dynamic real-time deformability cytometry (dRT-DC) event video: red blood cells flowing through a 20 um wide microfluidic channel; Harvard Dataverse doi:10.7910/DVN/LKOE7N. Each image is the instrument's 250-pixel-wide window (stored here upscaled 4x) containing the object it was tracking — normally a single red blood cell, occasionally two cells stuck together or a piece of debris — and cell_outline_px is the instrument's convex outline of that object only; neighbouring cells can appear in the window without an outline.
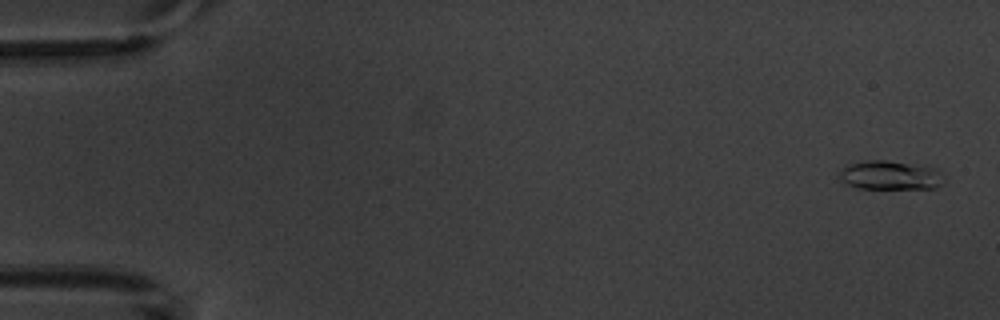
{"species": "common noctule bat (a hibernating species)", "species_latin": "Nyctalus noctula", "temperature_condition": "warm", "stored_images_in_passage": 6, "camera_frame_rate_fps": 3000, "um_per_image_px": 0.085, "animal": {"sex": "male", "body_mass_g": 20.1, "forearm_length_mm": 53.5}, "frame": {"image": 1, "passage_image": 1, "time_ms": 0.0, "image_size_px": [1000, 320], "cell_outline_px": [[944, 184], [932, 188], [856, 188], [840, 180], [840, 172], [848, 164], [864, 160], [884, 160], [940, 168], [944, 172]], "centroid_in_image_um": [75.74, 14.89], "position_along_channel_um": 9.3, "area_um2": 17.8}}
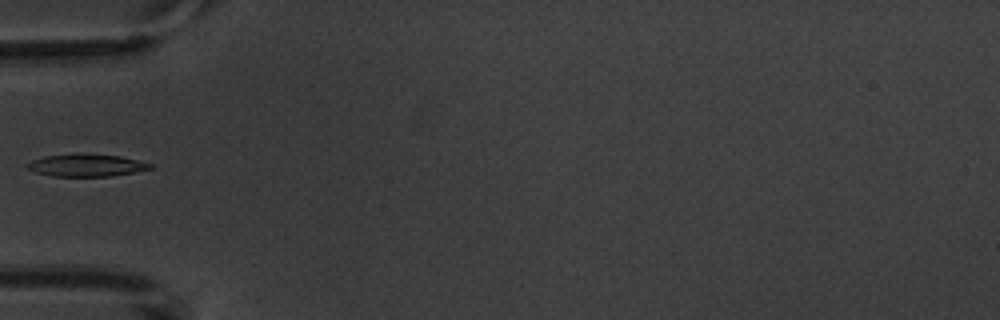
{"frame": {"image": 2, "passage_image": 6, "time_ms": 5.667, "image_size_px": [1000, 320], "cell_outline_px": [[152, 168], [112, 176], [52, 176], [36, 172], [28, 168], [24, 164], [32, 160], [44, 156], [120, 156], [152, 164]], "centroid_in_image_um": [7.31, 14.09], "position_along_channel_um": 77.7, "area_um2": 15.03}}